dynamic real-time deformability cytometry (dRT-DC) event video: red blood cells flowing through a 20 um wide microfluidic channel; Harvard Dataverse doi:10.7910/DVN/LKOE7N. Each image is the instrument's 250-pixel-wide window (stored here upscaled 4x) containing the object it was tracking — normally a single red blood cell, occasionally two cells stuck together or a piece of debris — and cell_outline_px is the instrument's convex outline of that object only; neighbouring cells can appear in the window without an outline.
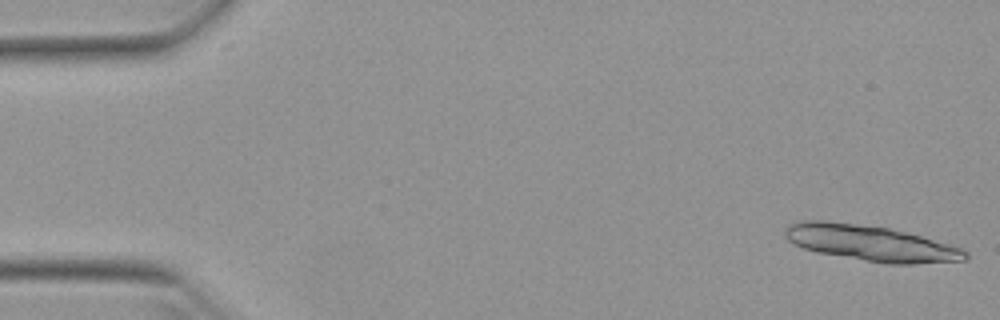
{"species": "Egyptian fruit bat (a non-hibernating species)", "species_latin": "Rousettus aegyptiacus", "temperature_condition": "warm", "stored_images_in_passage": 14, "camera_frame_rate_fps": 3000, "um_per_image_px": 0.085, "animal": {"sex": "female"}, "frame": {"image": 1, "passage_image": 1, "time_ms": 0.0, "image_size_px": [1000, 320], "cell_outline_px": [[968, 260], [916, 264], [888, 264], [816, 252], [804, 248], [788, 240], [784, 236], [784, 228], [788, 224], [800, 220], [828, 220], [888, 228], [920, 236], [948, 244], [960, 248], [968, 252]], "centroid_in_image_um": [73.97, 20.66], "position_along_channel_um": 11.0, "area_um2": 37.45}}